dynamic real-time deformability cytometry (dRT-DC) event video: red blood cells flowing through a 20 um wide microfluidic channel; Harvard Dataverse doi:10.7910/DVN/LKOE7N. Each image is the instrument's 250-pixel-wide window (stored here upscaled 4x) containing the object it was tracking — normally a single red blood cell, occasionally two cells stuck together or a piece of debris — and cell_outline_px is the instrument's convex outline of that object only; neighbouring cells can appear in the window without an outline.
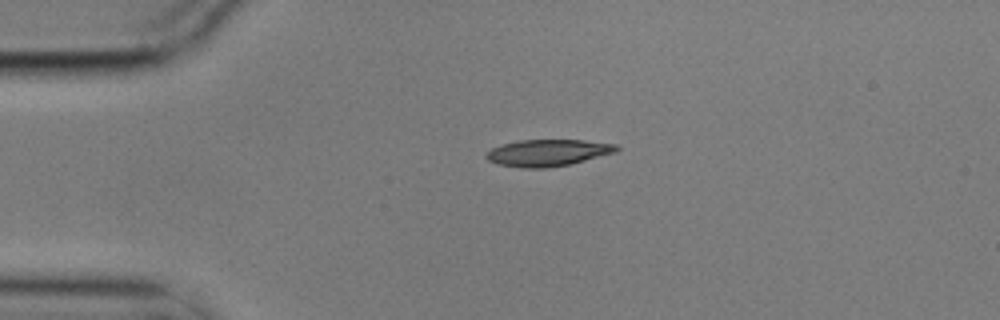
{"species": "common noctule bat (a hibernating species)", "species_latin": "Nyctalus noctula", "temperature_condition": "cold", "stored_images_in_passage": 3, "camera_frame_rate_fps": 3000, "um_per_image_px": 0.085, "animal": {"sex": "male", "body_mass_g": 17.9}, "frame": {"image": 1, "passage_image": 2, "time_ms": 0.333, "image_size_px": [1000, 320], "cell_outline_px": [[620, 148], [616, 152], [568, 164], [548, 168], [524, 168], [496, 164], [488, 160], [484, 156], [492, 148], [500, 144], [520, 140], [584, 140], [616, 144]], "centroid_in_image_um": [46.53, 12.98], "position_along_channel_um": 38.5, "area_um2": 20.23}}